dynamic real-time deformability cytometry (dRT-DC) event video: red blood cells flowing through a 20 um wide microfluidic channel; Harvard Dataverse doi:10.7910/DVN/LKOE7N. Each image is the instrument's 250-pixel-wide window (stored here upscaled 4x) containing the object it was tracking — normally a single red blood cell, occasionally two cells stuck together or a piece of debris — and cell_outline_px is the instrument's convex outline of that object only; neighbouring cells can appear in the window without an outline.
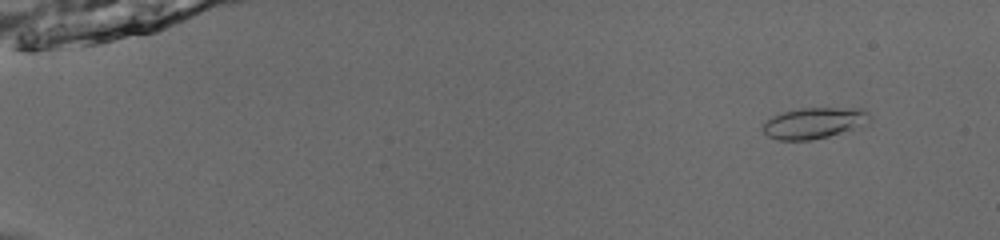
{"species": "common noctule bat (a hibernating species)", "species_latin": "Nyctalus noctula", "temperature_condition": "room temperature", "stored_images_in_passage": 49, "camera_frame_rate_fps": 3000, "um_per_image_px": 0.085, "animal": {"sex": "male", "body_mass_g": 13.0, "forearm_length_mm": 53.1}, "frame": {"image": 1, "passage_image": 1, "time_ms": 0.0, "image_size_px": [1000, 240], "cell_outline_px": [[872, 116], [868, 120], [852, 128], [828, 136], [808, 140], [776, 140], [768, 136], [764, 132], [764, 124], [772, 116], [784, 112], [800, 108], [864, 108]], "centroid_in_image_um": [69.17, 10.44], "position_along_channel_um": 15.8, "area_um2": 18.84}}
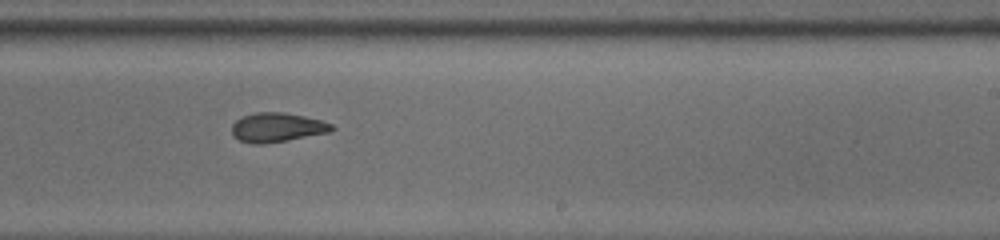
{"frame": {"image": 2, "passage_image": 31, "time_ms": 10.0, "image_size_px": [1000, 240], "cell_outline_px": [[336, 128], [328, 132], [288, 140], [264, 144], [252, 144], [240, 140], [232, 136], [232, 124], [236, 120], [244, 116], [256, 112], [284, 112], [304, 116], [320, 120], [332, 124]], "centroid_in_image_um": [23.53, 10.83], "position_along_channel_um": 265.5, "area_um2": 16.99}}
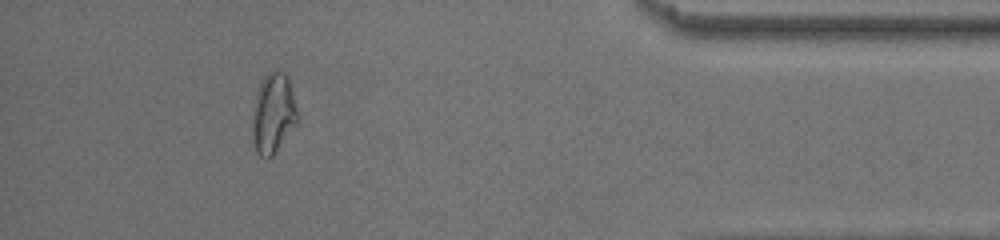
{"frame": {"image": 3, "passage_image": 45, "time_ms": 14.667, "image_size_px": [1000, 240], "cell_outline_px": [[296, 124], [272, 156], [260, 156], [256, 152], [252, 136], [252, 108], [260, 84], [264, 76], [268, 72], [276, 68], [284, 72], [288, 76], [296, 108]], "centroid_in_image_um": [23.19, 9.6], "position_along_channel_um": 412.0, "area_um2": 20.87}, "authors_computed_cell_mechanics": {"area_um2": 17.5134, "velocity_mm_per_s": 3.9176, "shape_relaxation_time_tau1_ms": 5.4538, "shape_relaxation_time_tau2_ms": 2.6028, "deformation_change_tau1": 0.1643, "deformation_change_tau2": 0.0707}}